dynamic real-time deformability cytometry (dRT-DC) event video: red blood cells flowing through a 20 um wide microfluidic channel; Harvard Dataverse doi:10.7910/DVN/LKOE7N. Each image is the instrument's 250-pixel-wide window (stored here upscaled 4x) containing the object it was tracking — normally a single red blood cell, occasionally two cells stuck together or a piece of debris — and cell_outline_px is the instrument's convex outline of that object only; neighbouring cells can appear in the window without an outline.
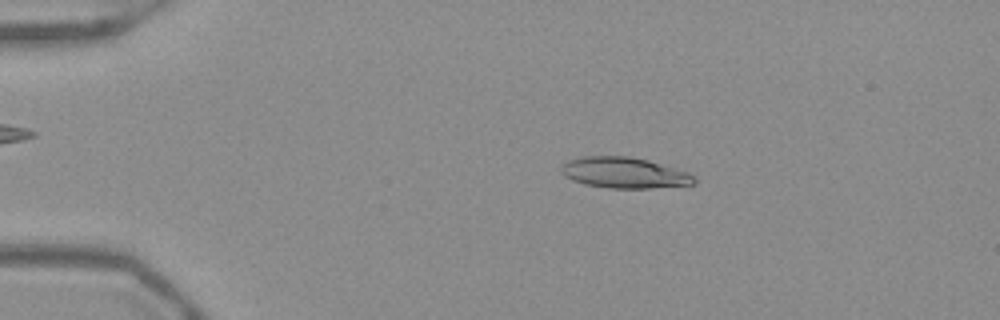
{"species": "Egyptian fruit bat (a non-hibernating species)", "species_latin": "Rousettus aegyptiacus", "temperature_condition": "warm", "stored_images_in_passage": 52, "camera_frame_rate_fps": 3000, "um_per_image_px": 0.085, "frame": {"image": 1, "passage_image": 10, "time_ms": 3.0, "image_size_px": [1000, 320], "cell_outline_px": [[696, 184], [652, 188], [608, 188], [584, 184], [572, 180], [564, 176], [560, 172], [560, 168], [568, 160], [584, 156], [628, 156], [648, 160], [688, 172], [696, 176]], "centroid_in_image_um": [53.07, 14.69], "position_along_channel_um": 31.9, "area_um2": 24.04}}
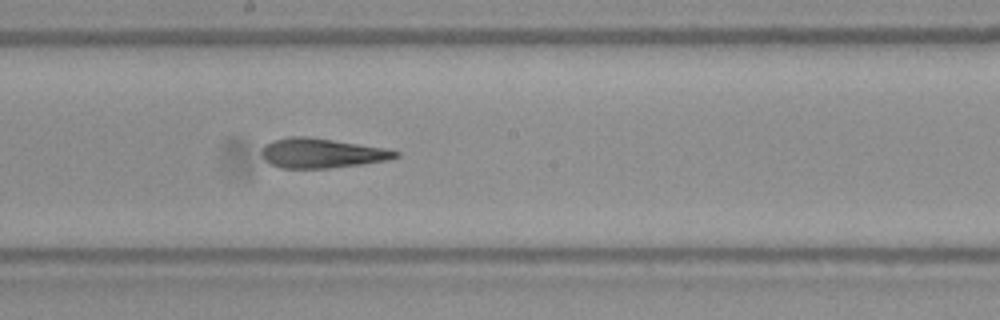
{"frame": {"image": 2, "passage_image": 29, "time_ms": 9.333, "image_size_px": [1000, 320], "cell_outline_px": [[400, 156], [384, 160], [360, 164], [328, 168], [280, 168], [268, 164], [264, 160], [260, 152], [264, 144], [272, 140], [288, 136], [304, 136], [332, 140], [384, 148], [400, 152]], "centroid_in_image_um": [27.24, 13.01], "position_along_channel_um": 221.0, "area_um2": 23.06}}
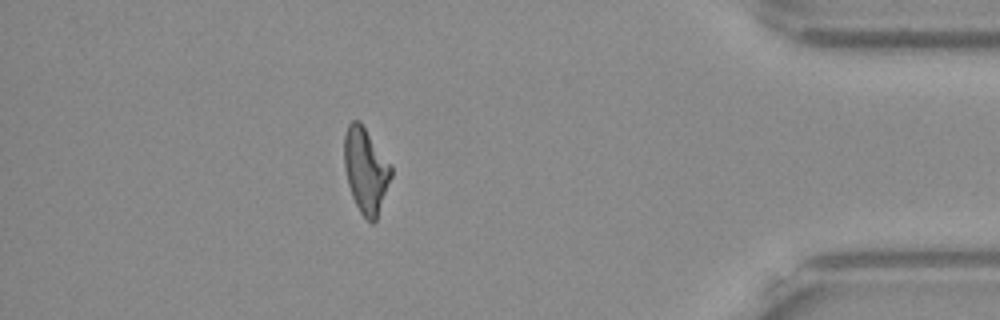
{"frame": {"image": 3, "passage_image": 46, "time_ms": 15.0, "image_size_px": [1000, 320], "cell_outline_px": [[392, 176], [376, 220], [372, 224], [360, 212], [352, 196], [348, 184], [344, 168], [344, 136], [348, 124], [352, 120], [360, 120], [392, 164]], "centroid_in_image_um": [31.1, 14.44], "position_along_channel_um": 404.1, "area_um2": 23.52}, "authors_computed_cell_mechanics": {"area_um2": 23.698, "velocity_mm_per_s": 3.9308, "shape_relaxation_time_tau1_ms": 10.4785, "shape_relaxation_time_tau2_ms": 3.389, "deformation_change_tau1": 0.32, "deformation_change_tau2": 0.1422}}